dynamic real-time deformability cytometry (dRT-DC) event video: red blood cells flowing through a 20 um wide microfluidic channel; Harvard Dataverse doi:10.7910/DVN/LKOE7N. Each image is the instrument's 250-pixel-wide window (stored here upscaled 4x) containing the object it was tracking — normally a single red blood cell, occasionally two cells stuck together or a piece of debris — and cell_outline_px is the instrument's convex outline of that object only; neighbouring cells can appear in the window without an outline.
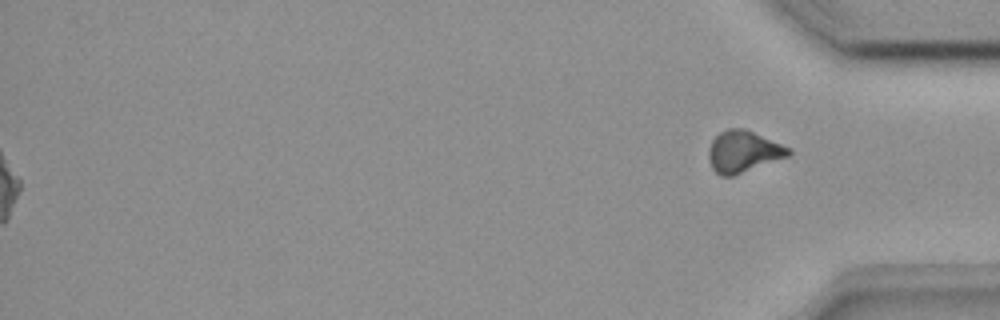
{"species": "common noctule bat (a hibernating species)", "species_latin": "Nyctalus noctula", "temperature_condition": "room temperature", "stored_images_in_passage": 49, "segment_of_instrument_passage": [2, 2], "camera_frame_rate_fps": 3000, "um_per_image_px": 0.085, "animal": {"sex": "female", "body_mass_g": 18.4}, "frame": {"image": 1, "passage_image": 49, "time_ms": 16.0, "image_size_px": [1000, 320], "cell_outline_px": [[792, 156], [732, 176], [720, 176], [712, 168], [708, 156], [708, 148], [712, 140], [720, 132], [728, 128], [744, 128], [792, 148]], "centroid_in_image_um": [63.22, 12.89], "position_along_channel_um": 372.0, "area_um2": 19.65}}